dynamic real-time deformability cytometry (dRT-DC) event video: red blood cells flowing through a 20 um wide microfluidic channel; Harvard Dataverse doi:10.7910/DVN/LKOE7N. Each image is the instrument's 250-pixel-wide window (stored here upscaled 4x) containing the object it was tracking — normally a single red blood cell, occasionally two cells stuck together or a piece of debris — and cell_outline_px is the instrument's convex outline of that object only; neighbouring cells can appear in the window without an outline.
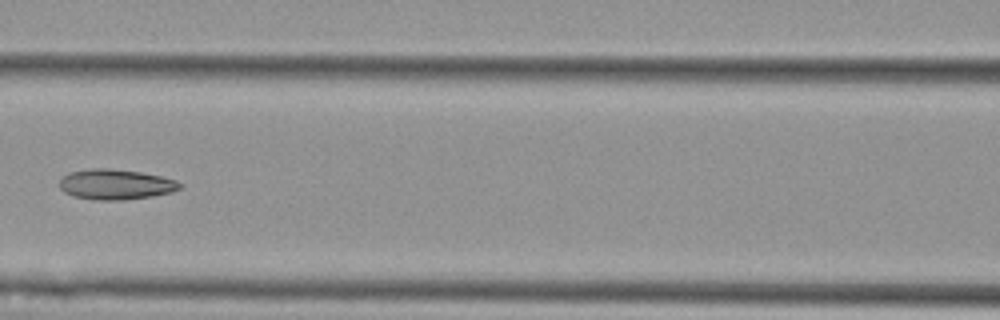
{"species": "Egyptian fruit bat (a non-hibernating species)", "species_latin": "Rousettus aegyptiacus", "temperature_condition": "cold", "stored_images_in_passage": 7, "camera_frame_rate_fps": 3000, "um_per_image_px": 0.085, "animal": {"sex": "female"}, "frame": {"image": 1, "passage_image": 6, "time_ms": 6.333, "image_size_px": [1000, 320], "cell_outline_px": [[180, 188], [172, 192], [152, 196], [124, 200], [92, 200], [72, 196], [64, 192], [60, 188], [60, 180], [68, 172], [92, 168], [108, 168], [140, 172], [160, 176], [176, 180], [180, 184]], "centroid_in_image_um": [9.79, 15.68], "position_along_channel_um": 156.8, "area_um2": 21.27}}
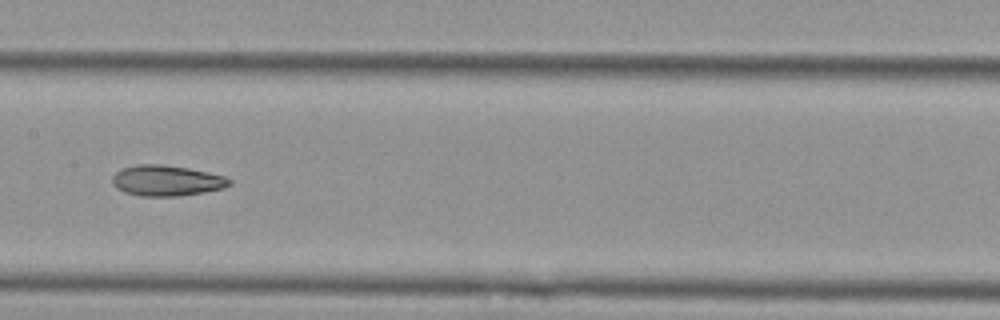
{"frame": {"image": 2, "passage_image": 7, "time_ms": 7.333, "image_size_px": [1000, 320], "cell_outline_px": [[232, 184], [224, 188], [204, 192], [176, 196], [140, 196], [124, 192], [116, 188], [112, 184], [112, 176], [120, 168], [136, 164], [160, 164], [188, 168], [208, 172], [224, 176], [232, 180]], "centroid_in_image_um": [14.13, 15.35], "position_along_channel_um": 193.3, "area_um2": 21.1}}